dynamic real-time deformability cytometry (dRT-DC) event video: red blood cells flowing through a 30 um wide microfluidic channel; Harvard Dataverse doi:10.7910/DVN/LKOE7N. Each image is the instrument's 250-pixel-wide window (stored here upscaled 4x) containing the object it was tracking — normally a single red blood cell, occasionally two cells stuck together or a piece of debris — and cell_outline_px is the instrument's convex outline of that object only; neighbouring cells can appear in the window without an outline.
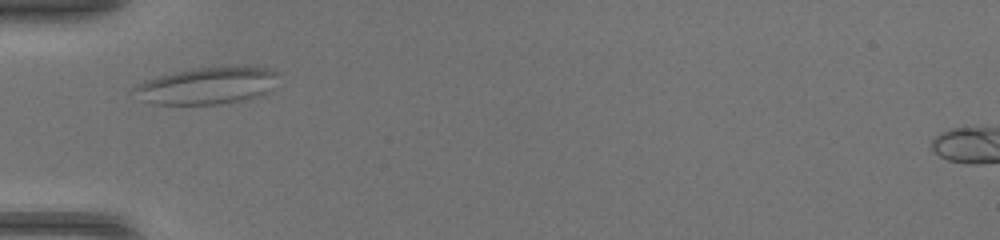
{"species": "common noctule bat (a hibernating species)", "species_latin": "Nyctalus noctula", "temperature_condition": "warm", "stored_images_in_passage": 41, "camera_frame_rate_fps": 3000, "um_per_image_px": 0.085, "animal": {"sex": "female", "body_mass_g": 17.0, "forearm_length_mm": 48.0}, "frame": {"image": 1, "passage_image": 7, "time_ms": 2.0, "image_size_px": [1000, 240], "cell_outline_px": [[280, 72], [264, 92], [260, 96], [220, 104], [152, 104], [144, 100], [132, 88], [136, 84], [144, 80], [172, 72], [192, 68], [236, 64], [264, 68]], "centroid_in_image_um": [17.57, 7.24], "position_along_channel_um": 67.4, "area_um2": 31.1}}
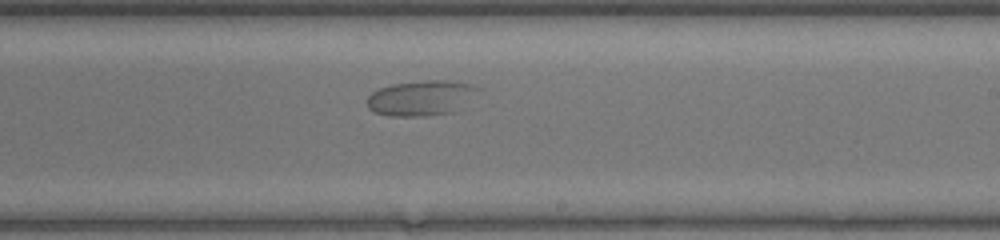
{"frame": {"image": 2, "passage_image": 21, "time_ms": 6.667, "image_size_px": [1000, 240], "cell_outline_px": [[484, 88], [452, 112], [424, 116], [388, 116], [376, 112], [368, 108], [368, 96], [372, 92], [380, 88], [392, 84], [424, 80], [452, 80]], "centroid_in_image_um": [35.8, 8.31], "position_along_channel_um": 253.2, "area_um2": 22.66}}
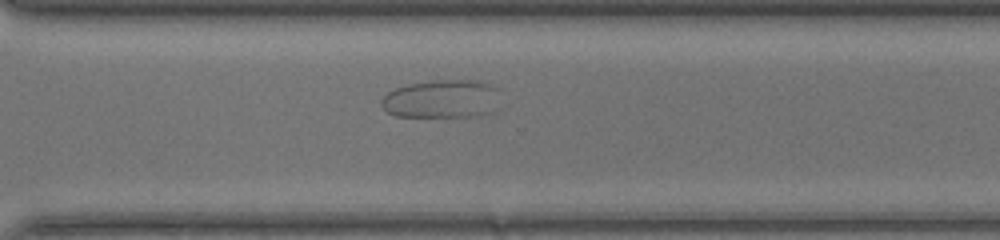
{"frame": {"image": 3, "passage_image": 27, "time_ms": 8.667, "image_size_px": [1000, 240], "cell_outline_px": [[500, 88], [492, 112], [484, 116], [396, 116], [388, 112], [380, 104], [380, 100], [388, 92], [396, 88], [408, 84], [432, 80], [476, 80], [492, 84]], "centroid_in_image_um": [37.56, 8.4], "position_along_channel_um": 333.0, "area_um2": 26.65}}